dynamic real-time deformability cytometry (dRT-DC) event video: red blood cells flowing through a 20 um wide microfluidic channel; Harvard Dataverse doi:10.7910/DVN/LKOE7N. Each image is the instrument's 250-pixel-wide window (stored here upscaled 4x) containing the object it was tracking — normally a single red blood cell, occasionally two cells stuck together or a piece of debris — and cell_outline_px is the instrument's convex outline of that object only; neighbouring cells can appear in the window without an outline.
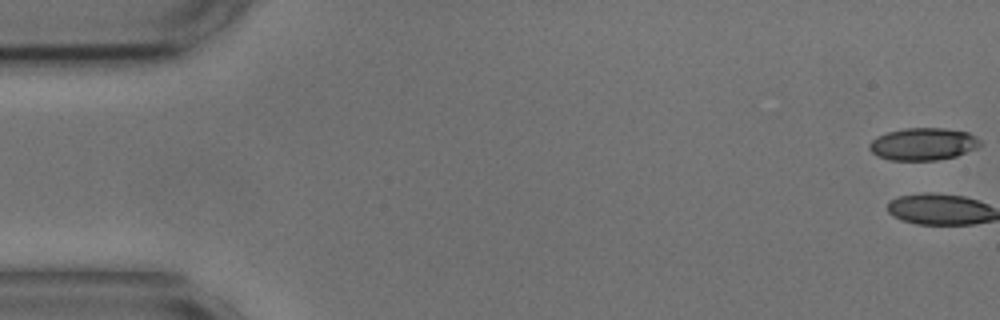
{"species": "common noctule bat (a hibernating species)", "species_latin": "Nyctalus noctula", "temperature_condition": "cold", "stored_images_in_passage": 54, "camera_frame_rate_fps": 3000, "um_per_image_px": 0.085, "animal": {"sex": "male", "body_mass_g": 17.9, "forearm_length_mm": 54.2}, "frame": {"image": 1, "passage_image": 1, "time_ms": 0.0, "image_size_px": [1000, 320], "cell_outline_px": [[980, 144], [976, 148], [956, 156], [936, 160], [888, 160], [876, 156], [868, 148], [868, 144], [872, 140], [888, 132], [904, 128], [944, 128], [968, 132], [980, 140]], "centroid_in_image_um": [78.44, 12.25], "position_along_channel_um": 6.6, "area_um2": 20.81}}